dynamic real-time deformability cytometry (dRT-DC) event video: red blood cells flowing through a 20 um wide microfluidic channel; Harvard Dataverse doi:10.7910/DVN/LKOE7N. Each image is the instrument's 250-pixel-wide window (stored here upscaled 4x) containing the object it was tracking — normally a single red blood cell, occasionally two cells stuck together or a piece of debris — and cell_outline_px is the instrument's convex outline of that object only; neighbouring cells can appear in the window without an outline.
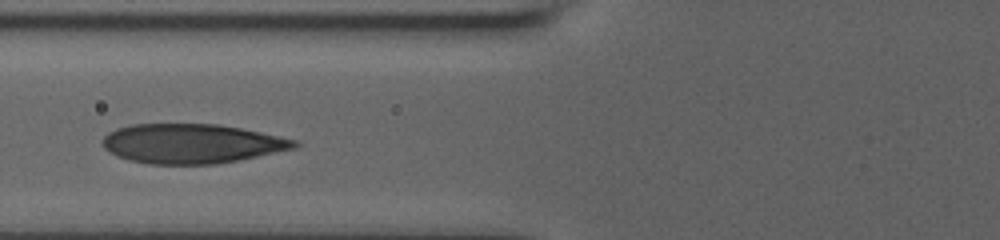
{"species": "human", "species_latin": "Homo sapiens", "temperature_condition": "room temperature", "stored_images_in_passage": 6, "camera_frame_rate_fps": 3000, "um_per_image_px": 0.085, "donor": {"sex": "male"}, "frame": {"image": 1, "passage_image": 5, "time_ms": 3.667, "image_size_px": [1000, 240], "cell_outline_px": [[300, 144], [296, 148], [240, 160], [216, 164], [148, 164], [128, 160], [116, 156], [104, 148], [104, 136], [108, 132], [116, 128], [132, 124], [220, 124], [300, 140]], "centroid_in_image_um": [16.32, 12.21], "position_along_channel_um": 109.5, "area_um2": 44.39}}